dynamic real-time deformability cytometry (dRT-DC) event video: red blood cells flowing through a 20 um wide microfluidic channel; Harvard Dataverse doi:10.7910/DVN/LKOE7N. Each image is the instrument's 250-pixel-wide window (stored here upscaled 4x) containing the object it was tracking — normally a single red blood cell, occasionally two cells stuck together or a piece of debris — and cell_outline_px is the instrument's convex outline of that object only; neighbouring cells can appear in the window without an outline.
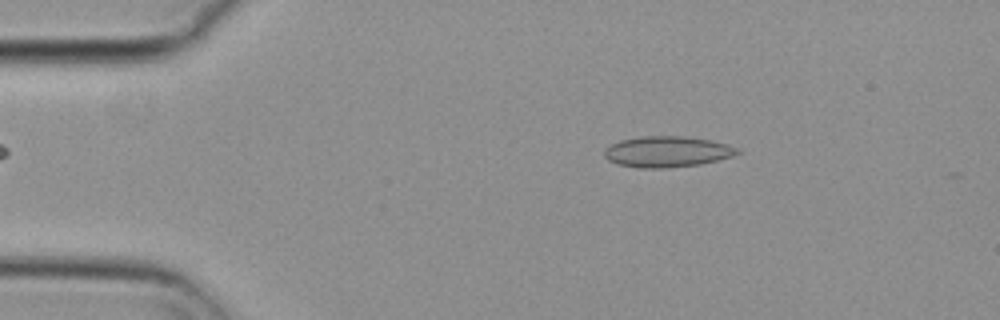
{"species": "common noctule bat (a hibernating species)", "species_latin": "Nyctalus noctula", "temperature_condition": "cold", "stored_images_in_passage": 55, "camera_frame_rate_fps": 3000, "um_per_image_px": 0.085, "animal": {"sex": "female", "body_mass_g": 29.2, "forearm_length_mm": 56.3}, "frame": {"image": 1, "passage_image": 9, "time_ms": 2.667, "image_size_px": [1000, 320], "cell_outline_px": [[740, 152], [732, 156], [700, 164], [668, 168], [636, 168], [616, 164], [608, 160], [604, 156], [604, 148], [620, 140], [644, 136], [684, 136], [708, 140], [728, 144], [740, 148]], "centroid_in_image_um": [56.68, 12.9], "position_along_channel_um": 28.3, "area_um2": 24.04}}
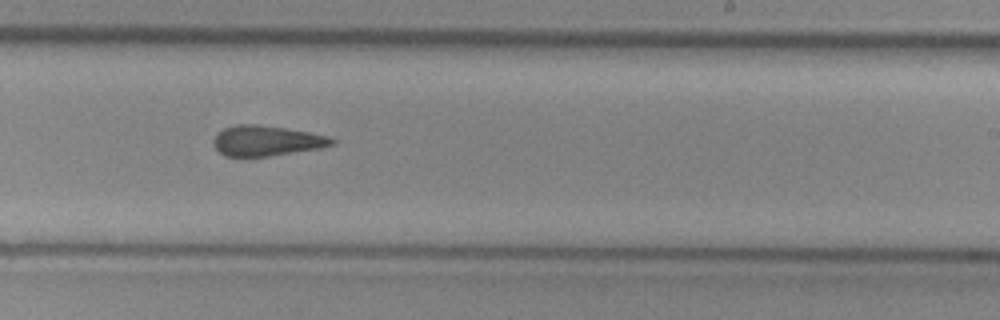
{"frame": {"image": 2, "passage_image": 33, "time_ms": 10.667, "image_size_px": [1000, 320], "cell_outline_px": [[336, 144], [320, 148], [244, 160], [224, 156], [212, 144], [212, 140], [224, 128], [236, 124], [256, 124], [284, 128], [308, 132], [328, 136], [336, 140]], "centroid_in_image_um": [22.61, 12.01], "position_along_channel_um": 266.4, "area_um2": 21.44}}
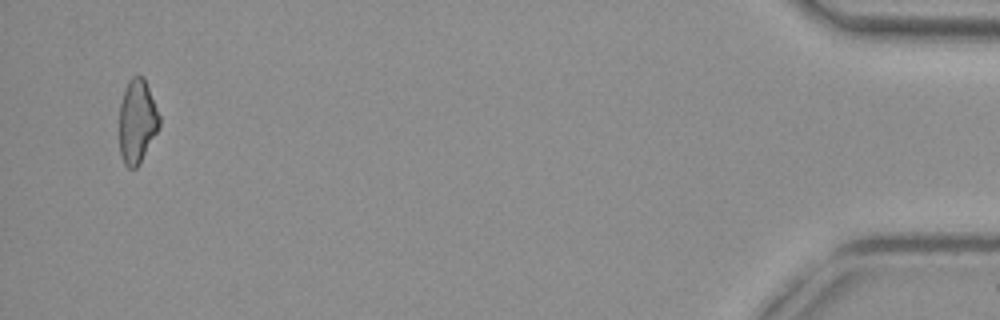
{"frame": {"image": 3, "passage_image": 53, "time_ms": 17.333, "image_size_px": [1000, 320], "cell_outline_px": [[160, 124], [140, 164], [136, 168], [128, 168], [124, 164], [120, 156], [120, 104], [128, 80], [132, 76], [144, 76], [160, 116]], "centroid_in_image_um": [11.65, 10.32], "position_along_channel_um": 423.5, "area_um2": 19.48}, "authors_computed_cell_mechanics": {"area_um2": 21.5016, "velocity_mm_per_s": 3.6912, "shape_relaxation_time_tau1_ms": null, "shape_relaxation_time_tau2_ms": 4.1252, "deformation_change_tau1": null, "deformation_change_tau2": 0.1025}}